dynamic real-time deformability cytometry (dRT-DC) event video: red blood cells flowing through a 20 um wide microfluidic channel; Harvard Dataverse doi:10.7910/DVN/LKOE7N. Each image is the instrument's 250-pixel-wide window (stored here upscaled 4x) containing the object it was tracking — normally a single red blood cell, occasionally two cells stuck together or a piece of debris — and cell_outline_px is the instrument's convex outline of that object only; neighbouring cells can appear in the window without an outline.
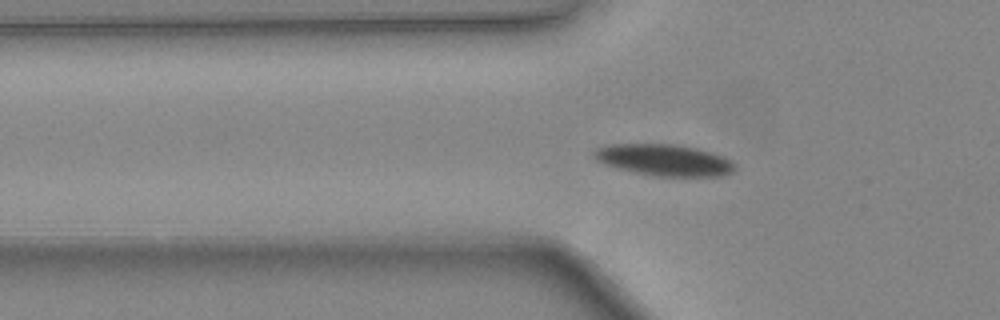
{"species": "common noctule bat (a hibernating species)", "species_latin": "Nyctalus noctula", "temperature_condition": "warm", "stored_images_in_passage": 33, "camera_frame_rate_fps": 3000, "um_per_image_px": 0.085, "animal": {"sex": "female", "body_mass_g": 24.6, "forearm_length_mm": 56.2}, "frame": {"image": 1, "passage_image": 3, "time_ms": 0.667, "image_size_px": [1000, 320], "cell_outline_px": [[736, 168], [732, 172], [724, 176], [656, 176], [616, 168], [604, 164], [596, 160], [592, 156], [592, 152], [596, 148], [608, 144], [680, 144], [712, 152], [732, 160], [736, 164]], "centroid_in_image_um": [56.46, 13.59], "position_along_channel_um": 69.3, "area_um2": 26.13}}
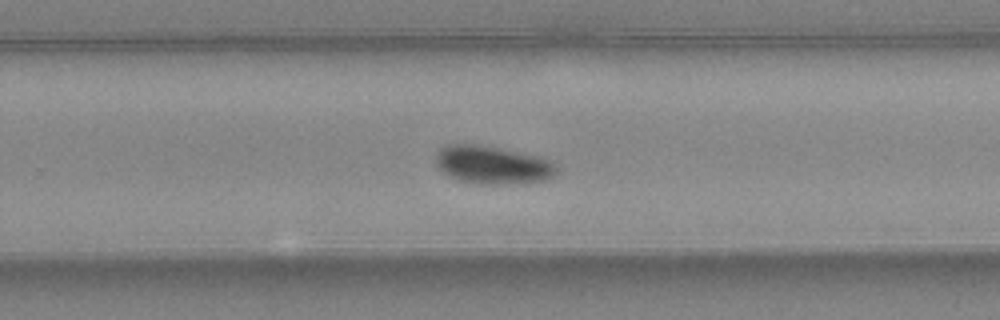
{"frame": {"image": 2, "passage_image": 18, "time_ms": 5.667, "image_size_px": [1000, 320], "cell_outline_px": [[556, 176], [544, 180], [512, 184], [476, 184], [460, 180], [448, 176], [436, 164], [436, 152], [444, 144], [480, 144], [540, 156], [556, 164]], "centroid_in_image_um": [41.86, 14.01], "position_along_channel_um": 287.9, "area_um2": 27.05}}
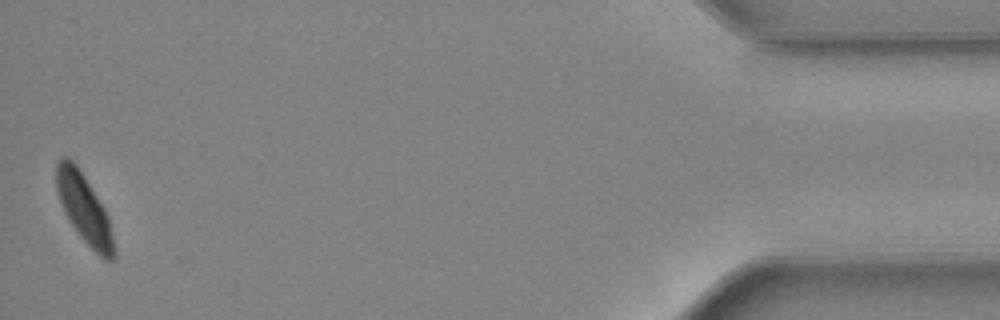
{"frame": {"image": 3, "passage_image": 33, "time_ms": 10.667, "image_size_px": [1000, 320], "cell_outline_px": [[116, 256], [112, 260], [104, 260], [80, 236], [64, 212], [60, 204], [56, 188], [56, 164], [60, 156], [68, 156], [76, 164], [84, 176], [104, 208], [108, 216], [116, 252]], "centroid_in_image_um": [7.14, 17.71], "position_along_channel_um": 428.1, "area_um2": 22.95}, "authors_computed_cell_mechanics": {"area_um2": 25.9522, "velocity_mm_per_s": 4.4192, "shape_relaxation_time_tau1_ms": 1.7855, "shape_relaxation_time_tau2_ms": null, "deformation_change_tau1": 0.1163, "deformation_change_tau2": null}}